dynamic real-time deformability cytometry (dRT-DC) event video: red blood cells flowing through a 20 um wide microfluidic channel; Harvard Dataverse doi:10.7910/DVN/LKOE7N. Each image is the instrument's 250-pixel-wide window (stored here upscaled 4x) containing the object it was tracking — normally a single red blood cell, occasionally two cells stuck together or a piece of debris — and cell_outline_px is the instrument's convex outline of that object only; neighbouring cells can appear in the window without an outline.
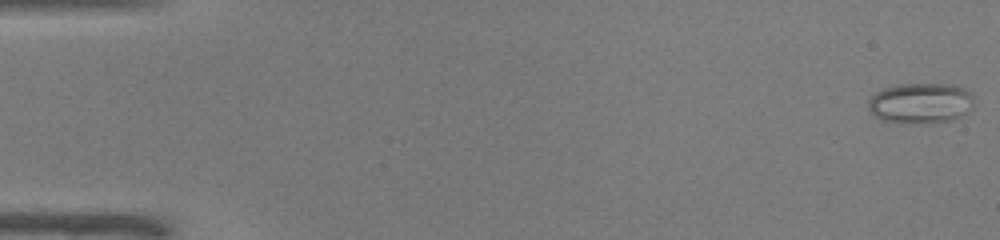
{"species": "common noctule bat (a hibernating species)", "species_latin": "Nyctalus noctula", "temperature_condition": "warm", "stored_images_in_passage": 51, "camera_frame_rate_fps": 3000, "um_per_image_px": 0.085, "animal": {"sex": "male", "body_mass_g": 19.0, "forearm_length_mm": 50.8}, "frame": {"image": 1, "passage_image": 1, "time_ms": 0.0, "image_size_px": [1000, 240], "cell_outline_px": [[972, 108], [956, 120], [932, 124], [900, 124], [884, 120], [876, 116], [868, 108], [868, 100], [876, 92], [884, 88], [900, 84], [952, 84], [964, 88], [972, 92]], "centroid_in_image_um": [78.28, 8.79], "position_along_channel_um": 6.7, "area_um2": 25.49}}
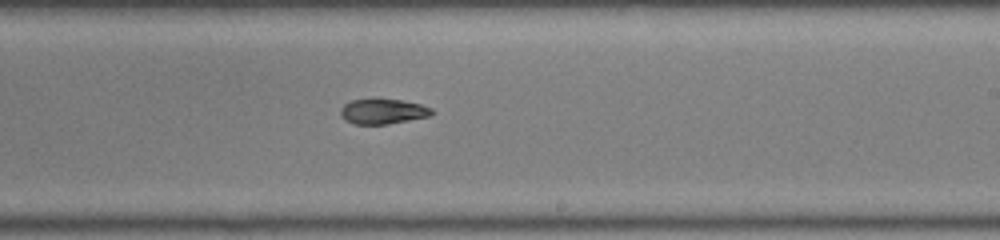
{"frame": {"image": 2, "passage_image": 31, "time_ms": 10.0, "image_size_px": [1000, 240], "cell_outline_px": [[436, 112], [432, 116], [388, 124], [352, 124], [344, 120], [340, 116], [340, 108], [344, 104], [352, 100], [400, 100], [420, 104], [432, 108]], "centroid_in_image_um": [32.56, 9.49], "position_along_channel_um": 256.4, "area_um2": 13.41}}
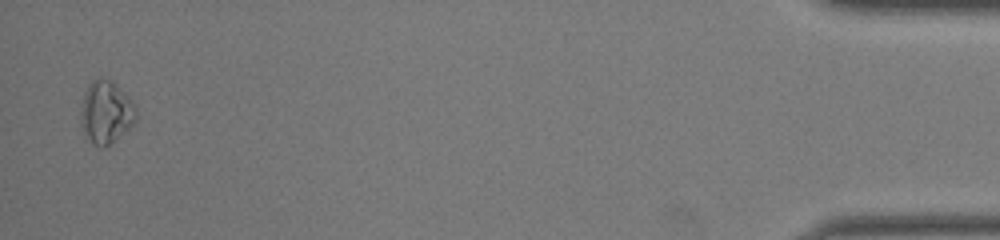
{"frame": {"image": 3, "passage_image": 50, "time_ms": 16.333, "image_size_px": [1000, 240], "cell_outline_px": [[136, 120], [128, 128], [104, 148], [100, 148], [92, 144], [84, 132], [80, 124], [80, 112], [84, 92], [88, 84], [92, 80], [108, 80], [116, 84], [132, 100], [136, 108]], "centroid_in_image_um": [8.98, 9.55], "position_along_channel_um": 426.2, "area_um2": 20.0}}